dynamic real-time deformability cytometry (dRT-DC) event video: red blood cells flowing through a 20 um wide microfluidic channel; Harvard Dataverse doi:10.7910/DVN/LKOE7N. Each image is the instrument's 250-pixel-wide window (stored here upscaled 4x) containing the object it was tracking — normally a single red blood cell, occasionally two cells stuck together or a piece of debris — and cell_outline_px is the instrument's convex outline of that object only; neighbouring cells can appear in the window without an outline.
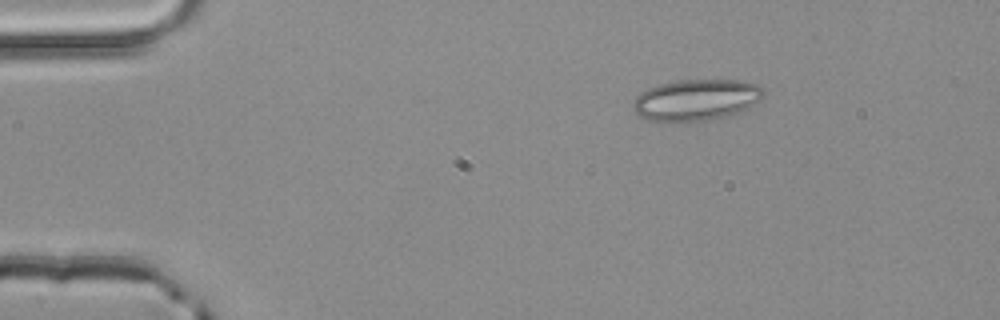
{"species": "common noctule bat (a hibernating species)", "species_latin": "Nyctalus noctula", "temperature_condition": "room temperature", "stored_images_in_passage": 2, "camera_frame_rate_fps": 3000, "um_per_image_px": 0.085, "animal": {"sex": "male", "body_mass_g": 20.4}, "frame": {"image": 1, "passage_image": 2, "time_ms": 0.333, "image_size_px": [1000, 320], "cell_outline_px": [[764, 96], [760, 100], [748, 108], [712, 120], [648, 120], [640, 116], [632, 108], [632, 100], [640, 92], [648, 88], [660, 84], [680, 80], [744, 80], [760, 84], [764, 88]], "centroid_in_image_um": [59.21, 8.46], "position_along_channel_um": 25.8, "area_um2": 31.27}}